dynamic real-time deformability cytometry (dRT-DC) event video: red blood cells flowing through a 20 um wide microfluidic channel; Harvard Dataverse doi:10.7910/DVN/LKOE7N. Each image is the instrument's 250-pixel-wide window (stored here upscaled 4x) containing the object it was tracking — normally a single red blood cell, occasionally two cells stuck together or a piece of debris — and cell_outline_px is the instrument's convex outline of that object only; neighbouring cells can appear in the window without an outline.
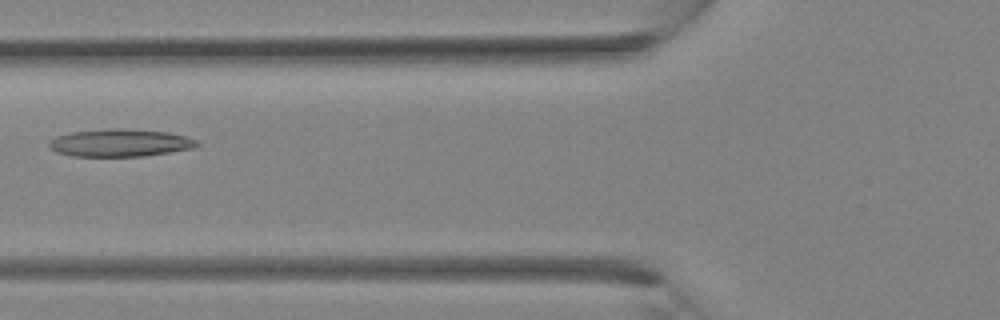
{"species": "Egyptian fruit bat (a non-hibernating species)", "species_latin": "Rousettus aegyptiacus", "temperature_condition": "room temperature", "stored_images_in_passage": 32, "camera_frame_rate_fps": 3000, "um_per_image_px": 0.085, "animal": {"sex": "female"}, "frame": {"image": 1, "passage_image": 13, "time_ms": 4.0, "image_size_px": [1000, 320], "cell_outline_px": [[200, 144], [192, 148], [144, 156], [72, 156], [56, 152], [48, 144], [48, 140], [56, 136], [72, 132], [108, 128], [120, 128], [168, 132], [188, 136], [196, 140]], "centroid_in_image_um": [10.19, 12.13], "position_along_channel_um": 115.6, "area_um2": 23.76}}
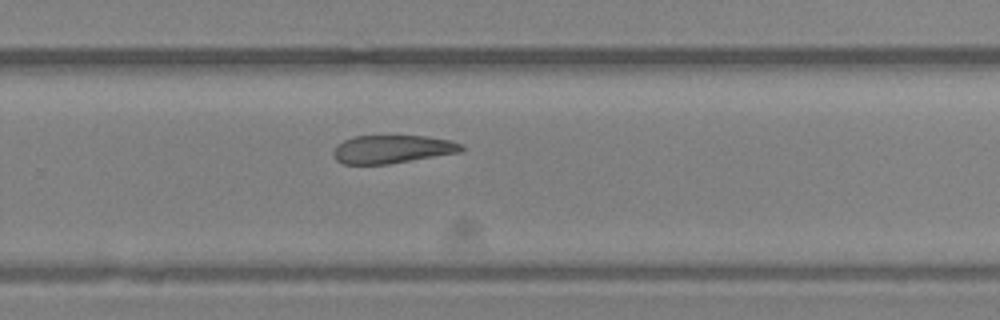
{"frame": {"image": 2, "passage_image": 22, "time_ms": 7.0, "image_size_px": [1000, 320], "cell_outline_px": [[464, 148], [460, 152], [388, 164], [344, 164], [336, 160], [332, 156], [332, 152], [336, 144], [344, 140], [356, 136], [424, 136], [452, 140], [464, 144]], "centroid_in_image_um": [33.33, 12.68], "position_along_channel_um": 296.5, "area_um2": 21.1}}
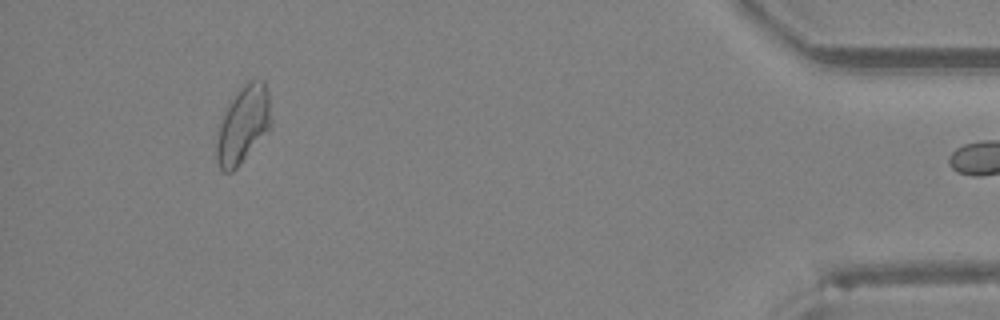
{"frame": {"image": 3, "passage_image": 31, "time_ms": 10.0, "image_size_px": [1000, 320], "cell_outline_px": [[272, 128], [236, 168], [232, 172], [224, 172], [220, 168], [216, 160], [216, 144], [220, 120], [228, 104], [236, 92], [248, 80], [264, 80], [268, 92], [272, 120]], "centroid_in_image_um": [20.68, 10.59], "position_along_channel_um": 414.5, "area_um2": 24.8}}